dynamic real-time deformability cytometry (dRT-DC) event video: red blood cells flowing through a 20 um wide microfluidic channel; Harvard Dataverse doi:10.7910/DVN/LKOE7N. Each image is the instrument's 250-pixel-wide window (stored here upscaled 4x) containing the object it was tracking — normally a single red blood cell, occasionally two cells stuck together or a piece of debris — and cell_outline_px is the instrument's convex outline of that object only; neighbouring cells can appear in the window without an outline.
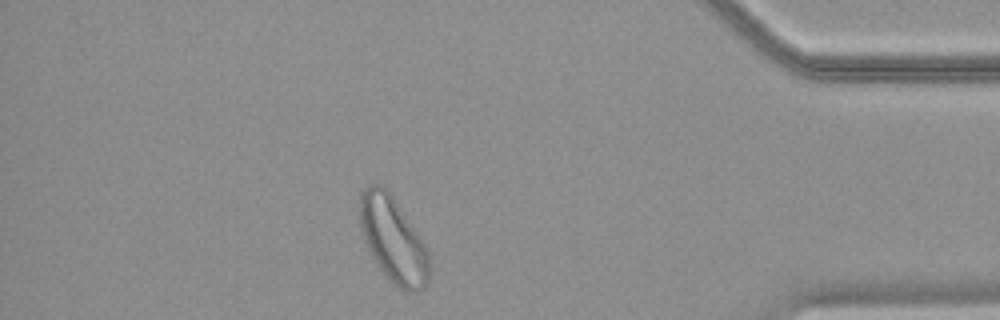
{"species": "common noctule bat (a hibernating species)", "species_latin": "Nyctalus noctula", "temperature_condition": "warm", "stored_images_in_passage": 42, "camera_frame_rate_fps": 3000, "um_per_image_px": 0.085, "animal": {"sex": "female", "body_mass_g": 18.4}, "frame": {"image": 1, "passage_image": 36, "time_ms": 11.667, "image_size_px": [1000, 320], "cell_outline_px": [[432, 276], [428, 284], [420, 292], [404, 292], [384, 276], [364, 244], [360, 232], [360, 192], [364, 188], [372, 184], [380, 184], [392, 196], [420, 236], [432, 260]], "centroid_in_image_um": [33.45, 20.46], "position_along_channel_um": 401.8, "area_um2": 35.43}}